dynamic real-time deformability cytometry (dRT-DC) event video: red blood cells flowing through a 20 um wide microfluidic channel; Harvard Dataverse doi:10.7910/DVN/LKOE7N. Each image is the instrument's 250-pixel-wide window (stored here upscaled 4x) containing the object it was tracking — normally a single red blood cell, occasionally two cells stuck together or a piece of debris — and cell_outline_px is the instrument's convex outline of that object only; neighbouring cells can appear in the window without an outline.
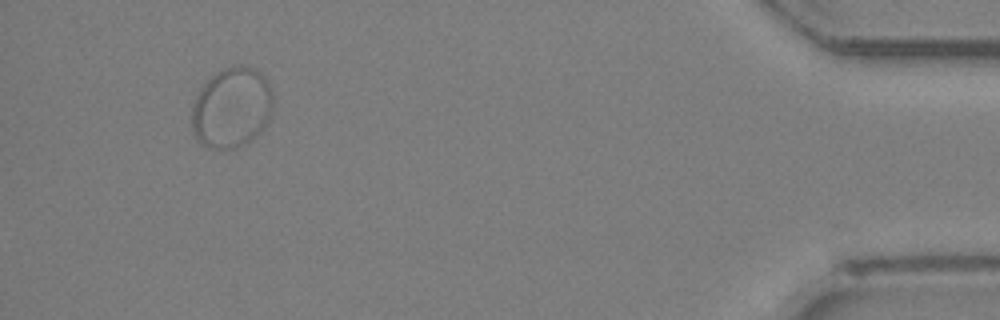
{"species": "Egyptian fruit bat (a non-hibernating species)", "species_latin": "Rousettus aegyptiacus", "temperature_condition": "room temperature", "stored_images_in_passage": 32, "segment_of_instrument_passage": [2, 2], "camera_frame_rate_fps": 3000, "um_per_image_px": 0.085, "animal": {"sex": "female"}, "frame": {"image": 1, "passage_image": 32, "time_ms": 10.333, "image_size_px": [1000, 320], "cell_outline_px": [[272, 112], [264, 128], [252, 140], [244, 144], [232, 148], [208, 148], [196, 140], [192, 128], [192, 108], [196, 96], [200, 88], [216, 72], [232, 64], [244, 64], [260, 72], [268, 80], [272, 92]], "centroid_in_image_um": [19.7, 9.13], "position_along_channel_um": 415.5, "area_um2": 38.44}}